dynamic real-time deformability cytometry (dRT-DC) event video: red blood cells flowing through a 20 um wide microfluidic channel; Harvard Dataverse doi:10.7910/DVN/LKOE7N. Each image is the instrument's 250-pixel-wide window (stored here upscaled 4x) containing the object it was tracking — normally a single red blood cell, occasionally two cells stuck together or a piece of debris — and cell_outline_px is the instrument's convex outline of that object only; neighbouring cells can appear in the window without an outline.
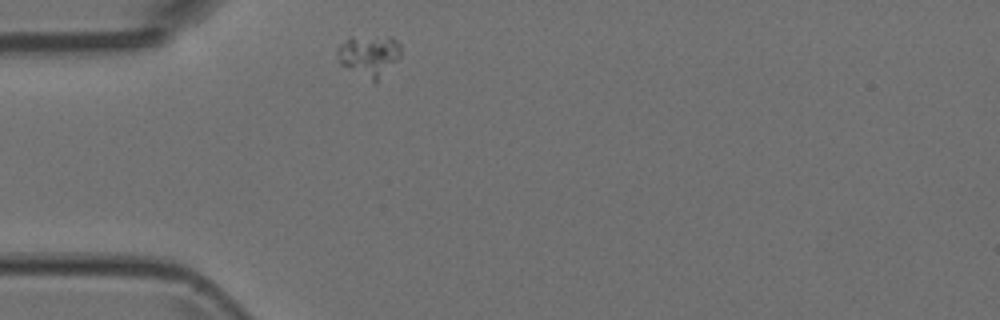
{"species": "Egyptian fruit bat (a non-hibernating species)", "species_latin": "Rousettus aegyptiacus", "temperature_condition": "room temperature", "stored_images_in_passage": 40, "camera_frame_rate_fps": 3000, "um_per_image_px": 0.085, "animal": {"sex": "female"}, "frame": {"image": 1, "passage_image": 1, "time_ms": 0.0, "image_size_px": [1000, 320], "cell_outline_px": [[400, 56], [376, 84], [372, 84], [340, 64], [336, 52], [340, 44], [348, 36], [392, 36], [400, 44]], "centroid_in_image_um": [31.36, 4.74], "position_along_channel_um": 53.6, "area_um2": 15.9}}
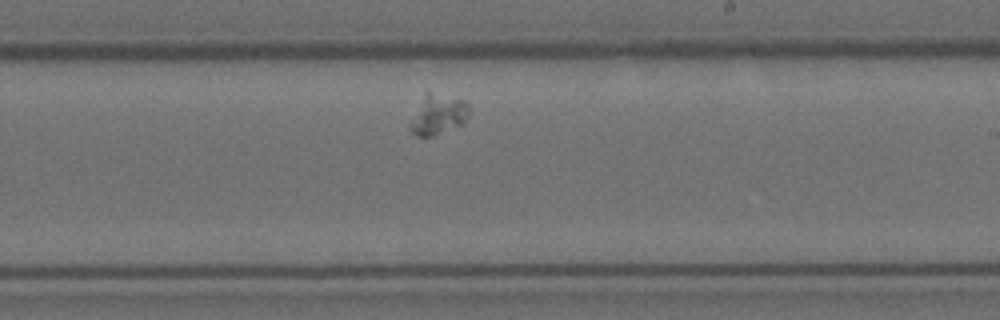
{"frame": {"image": 2, "passage_image": 18, "time_ms": 5.667, "image_size_px": [1000, 320], "cell_outline_px": [[468, 116], [464, 124], [432, 136], [416, 136], [408, 128], [424, 92], [428, 92], [464, 100], [468, 108]], "centroid_in_image_um": [37.22, 9.76], "position_along_channel_um": 251.8, "area_um2": 13.53}}
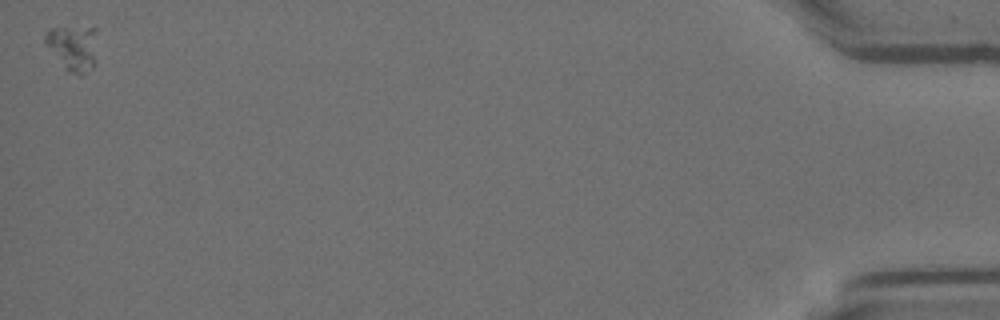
{"frame": {"image": 3, "passage_image": 40, "time_ms": 13.0, "image_size_px": [1000, 320], "cell_outline_px": [[96, 64], [92, 68], [84, 72], [72, 72], [64, 68], [44, 44], [44, 36], [48, 28], [60, 24], [96, 28]], "centroid_in_image_um": [6.18, 3.95], "position_along_channel_um": 429.0, "area_um2": 14.39}}